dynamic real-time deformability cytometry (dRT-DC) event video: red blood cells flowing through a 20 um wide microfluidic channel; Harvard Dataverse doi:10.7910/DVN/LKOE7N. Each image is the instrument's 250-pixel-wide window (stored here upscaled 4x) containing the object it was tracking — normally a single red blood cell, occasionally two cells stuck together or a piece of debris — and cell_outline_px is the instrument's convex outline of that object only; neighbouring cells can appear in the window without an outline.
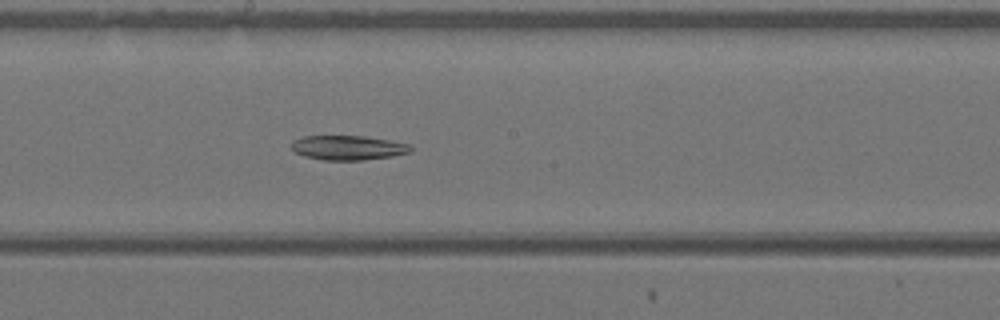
{"species": "Egyptian fruit bat (a non-hibernating species)", "species_latin": "Rousettus aegyptiacus", "temperature_condition": "warm", "stored_images_in_passage": 40, "camera_frame_rate_fps": 3000, "um_per_image_px": 0.085, "animal": {"sex": "female"}, "frame": {"image": 1, "passage_image": 22, "time_ms": 7.0, "image_size_px": [1000, 320], "cell_outline_px": [[412, 152], [392, 156], [364, 160], [324, 160], [304, 156], [292, 152], [292, 140], [304, 136], [364, 136], [388, 140], [408, 144], [412, 148]], "centroid_in_image_um": [29.55, 12.56], "position_along_channel_um": 218.6, "area_um2": 17.05}}
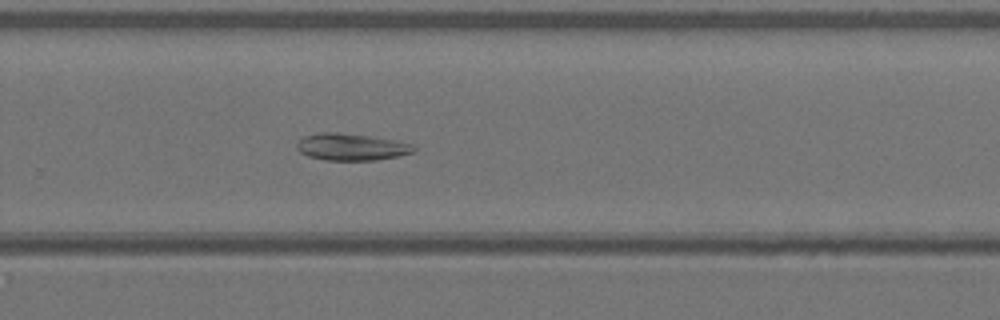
{"frame": {"image": 2, "passage_image": 27, "time_ms": 8.667, "image_size_px": [1000, 320], "cell_outline_px": [[416, 148], [412, 152], [396, 156], [376, 160], [328, 160], [308, 156], [300, 152], [296, 148], [296, 144], [304, 136], [320, 132], [340, 132], [368, 136], [392, 140], [412, 144]], "centroid_in_image_um": [29.81, 12.48], "position_along_channel_um": 300.0, "area_um2": 18.09}}
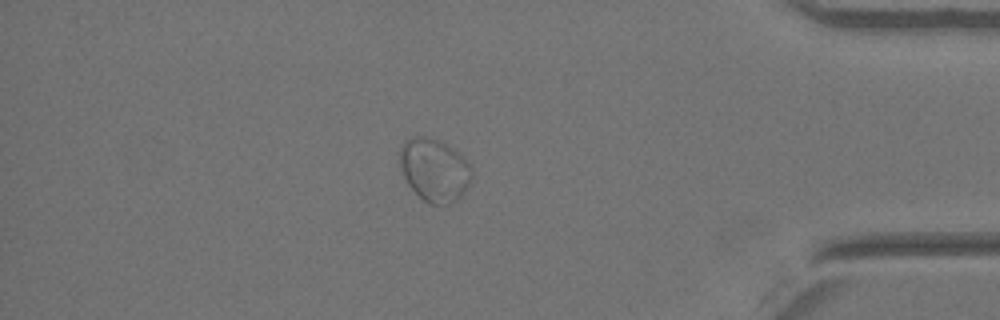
{"frame": {"image": 3, "passage_image": 35, "time_ms": 11.333, "image_size_px": [1000, 320], "cell_outline_px": [[472, 176], [468, 184], [460, 196], [456, 200], [448, 204], [428, 204], [404, 180], [400, 164], [400, 148], [412, 136], [420, 136], [436, 140], [444, 144], [456, 152], [472, 168]], "centroid_in_image_um": [36.89, 14.47], "position_along_channel_um": 398.3, "area_um2": 25.66}}